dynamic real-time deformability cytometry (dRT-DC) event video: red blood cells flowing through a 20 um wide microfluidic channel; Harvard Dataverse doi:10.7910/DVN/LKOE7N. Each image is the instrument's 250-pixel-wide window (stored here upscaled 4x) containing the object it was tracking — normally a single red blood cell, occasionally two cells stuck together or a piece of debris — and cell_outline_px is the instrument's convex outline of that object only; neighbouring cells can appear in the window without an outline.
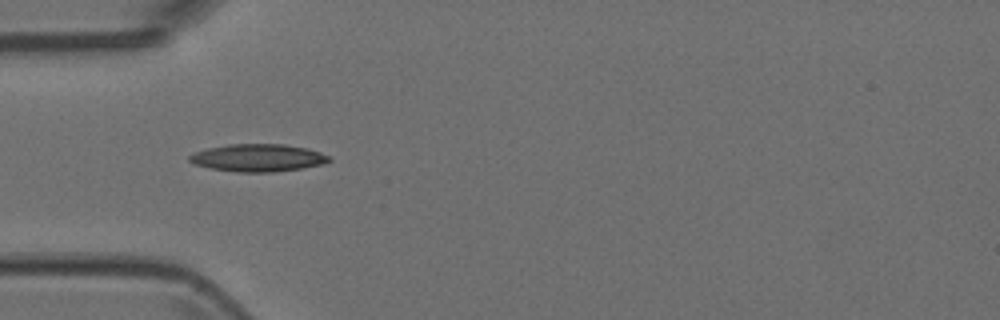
{"species": "Egyptian fruit bat (a non-hibernating species)", "species_latin": "Rousettus aegyptiacus", "temperature_condition": "room temperature", "stored_images_in_passage": 7, "camera_frame_rate_fps": 3000, "um_per_image_px": 0.085, "animal": {"sex": "female"}, "frame": {"image": 1, "passage_image": 3, "time_ms": 0.667, "image_size_px": [1000, 320], "cell_outline_px": [[332, 160], [324, 164], [300, 168], [272, 172], [236, 172], [212, 168], [196, 164], [188, 160], [188, 156], [196, 152], [208, 148], [228, 144], [284, 144], [308, 148], [320, 152], [328, 156]], "centroid_in_image_um": [21.95, 13.41], "position_along_channel_um": 63.1, "area_um2": 22.25}}
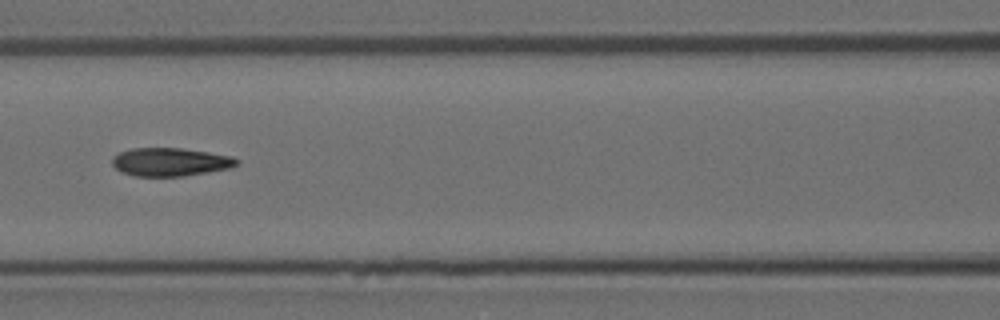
{"frame": {"image": 2, "passage_image": 5, "time_ms": 1.333, "image_size_px": [1000, 320], "cell_outline_px": [[240, 164], [228, 168], [208, 172], [184, 176], [132, 176], [120, 172], [112, 164], [112, 156], [120, 152], [132, 148], [180, 148], [208, 152], [232, 156], [240, 160]], "centroid_in_image_um": [14.46, 13.77], "position_along_channel_um": 152.1, "area_um2": 20.63}}
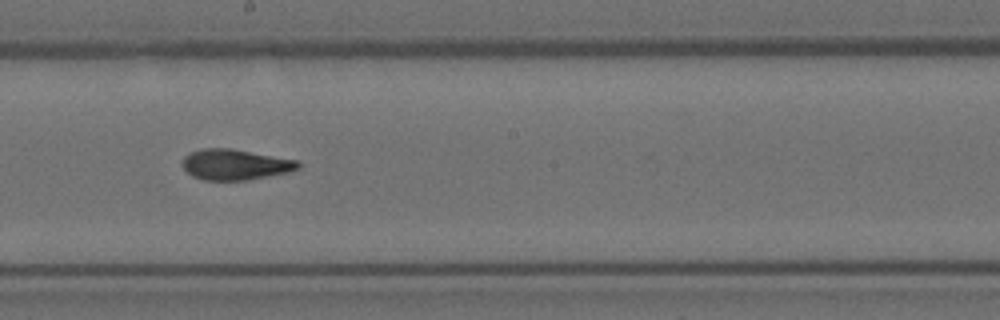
{"frame": {"image": 3, "passage_image": 7, "time_ms": 2.0, "image_size_px": [1000, 320], "cell_outline_px": [[300, 168], [288, 172], [248, 180], [204, 180], [192, 176], [184, 168], [184, 156], [200, 148], [232, 148], [296, 160], [300, 164]], "centroid_in_image_um": [19.99, 13.98], "position_along_channel_um": 228.2, "area_um2": 20.52}}